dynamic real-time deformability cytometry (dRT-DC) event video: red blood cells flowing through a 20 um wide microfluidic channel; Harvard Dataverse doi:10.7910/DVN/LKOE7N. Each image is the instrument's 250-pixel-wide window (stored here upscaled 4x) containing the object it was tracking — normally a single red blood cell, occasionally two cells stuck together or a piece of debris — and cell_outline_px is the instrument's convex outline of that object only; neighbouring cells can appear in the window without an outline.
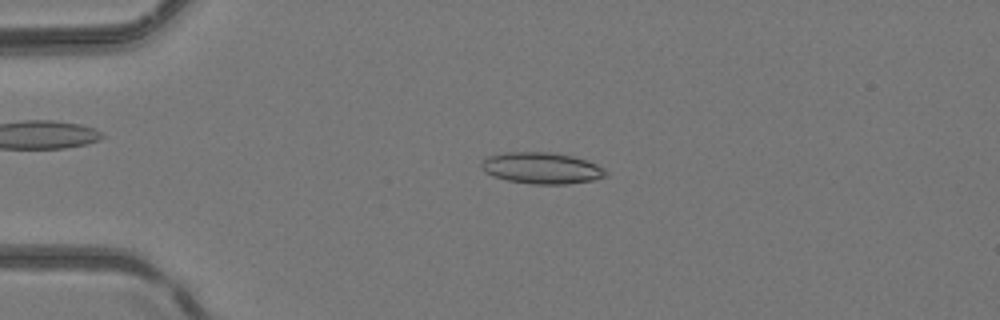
{"species": "common noctule bat (a hibernating species)", "species_latin": "Nyctalus noctula", "temperature_condition": "room temperature", "stored_images_in_passage": 4, "camera_frame_rate_fps": 3000, "um_per_image_px": 0.085, "animal": {"sex": "female", "body_mass_g": 24.6, "forearm_length_mm": 56.2}, "frame": {"image": 1, "passage_image": 3, "time_ms": 2.333, "image_size_px": [1000, 320], "cell_outline_px": [[608, 176], [592, 180], [568, 184], [532, 184], [508, 180], [492, 176], [484, 172], [480, 168], [480, 164], [488, 156], [504, 152], [552, 152], [572, 156], [596, 164], [604, 168], [608, 172]], "centroid_in_image_um": [46.03, 14.29], "position_along_channel_um": 39.0, "area_um2": 22.83}}